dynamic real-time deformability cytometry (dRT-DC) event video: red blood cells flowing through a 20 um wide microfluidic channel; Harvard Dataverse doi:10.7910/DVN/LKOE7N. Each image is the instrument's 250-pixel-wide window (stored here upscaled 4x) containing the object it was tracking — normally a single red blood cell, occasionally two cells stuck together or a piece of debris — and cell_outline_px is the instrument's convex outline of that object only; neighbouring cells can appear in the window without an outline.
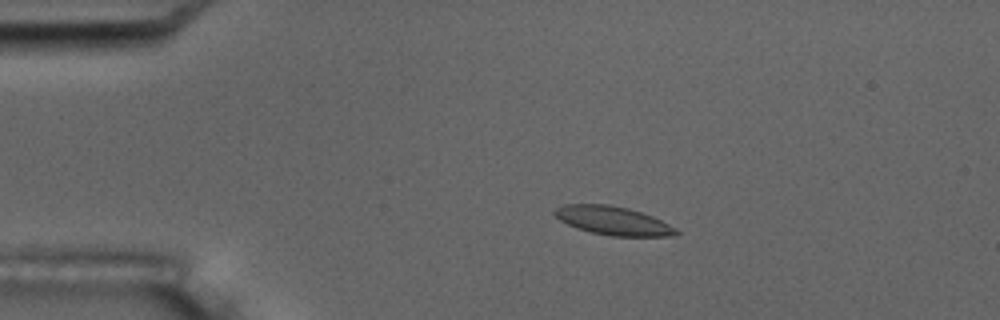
{"species": "common noctule bat (a hibernating species)", "species_latin": "Nyctalus noctula", "temperature_condition": "room temperature", "stored_images_in_passage": 6, "camera_frame_rate_fps": 3000, "um_per_image_px": 0.085, "animal": {"sex": "male", "body_mass_g": 17.5, "forearm_length_mm": 52.3}, "frame": {"image": 1, "passage_image": 4, "time_ms": 3.667, "image_size_px": [1000, 320], "cell_outline_px": [[680, 232], [676, 236], [612, 236], [592, 232], [576, 228], [560, 220], [552, 212], [556, 208], [564, 204], [608, 204], [628, 208], [652, 216], [676, 228]], "centroid_in_image_um": [52.11, 18.75], "position_along_channel_um": 32.9, "area_um2": 20.17}}